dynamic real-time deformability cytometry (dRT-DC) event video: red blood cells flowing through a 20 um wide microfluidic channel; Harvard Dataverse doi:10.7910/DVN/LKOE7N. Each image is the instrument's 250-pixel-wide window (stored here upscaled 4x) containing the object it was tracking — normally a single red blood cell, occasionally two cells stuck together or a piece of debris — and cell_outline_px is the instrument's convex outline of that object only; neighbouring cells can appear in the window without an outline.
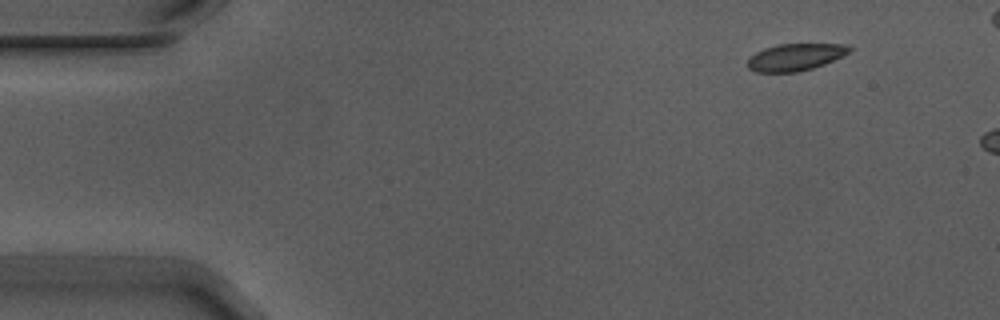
{"species": "Egyptian fruit bat (a non-hibernating species)", "species_latin": "Rousettus aegyptiacus", "temperature_condition": "warm", "stored_images_in_passage": 5, "camera_frame_rate_fps": 3000, "um_per_image_px": 0.085, "animal": {"sex": "male"}, "frame": {"image": 1, "passage_image": 1, "time_ms": 0.0, "image_size_px": [1000, 320], "cell_outline_px": [[852, 48], [848, 52], [824, 64], [800, 72], [756, 72], [748, 68], [748, 60], [756, 52], [764, 48], [776, 44], [844, 44]], "centroid_in_image_um": [67.56, 4.85], "position_along_channel_um": 17.4, "area_um2": 15.84}}
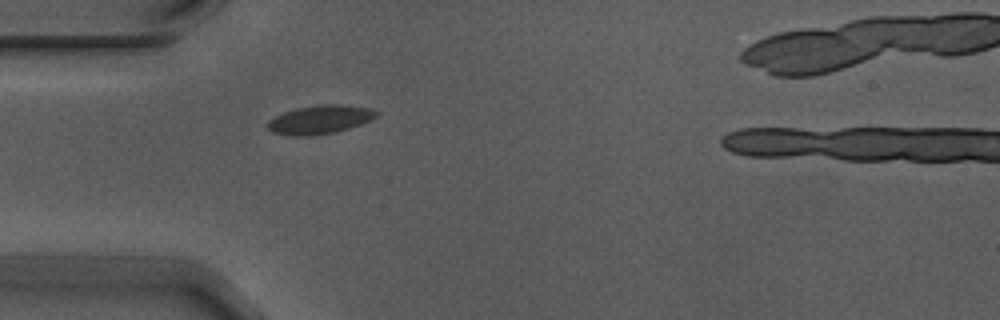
{"frame": {"image": 2, "passage_image": 4, "time_ms": 1.0, "image_size_px": [1000, 320], "cell_outline_px": [[380, 112], [376, 116], [360, 124], [336, 132], [308, 136], [292, 136], [272, 132], [264, 124], [268, 120], [284, 112], [300, 108], [324, 104], [340, 104], [368, 108]], "centroid_in_image_um": [27.15, 10.17], "position_along_channel_um": 57.9, "area_um2": 17.92}}